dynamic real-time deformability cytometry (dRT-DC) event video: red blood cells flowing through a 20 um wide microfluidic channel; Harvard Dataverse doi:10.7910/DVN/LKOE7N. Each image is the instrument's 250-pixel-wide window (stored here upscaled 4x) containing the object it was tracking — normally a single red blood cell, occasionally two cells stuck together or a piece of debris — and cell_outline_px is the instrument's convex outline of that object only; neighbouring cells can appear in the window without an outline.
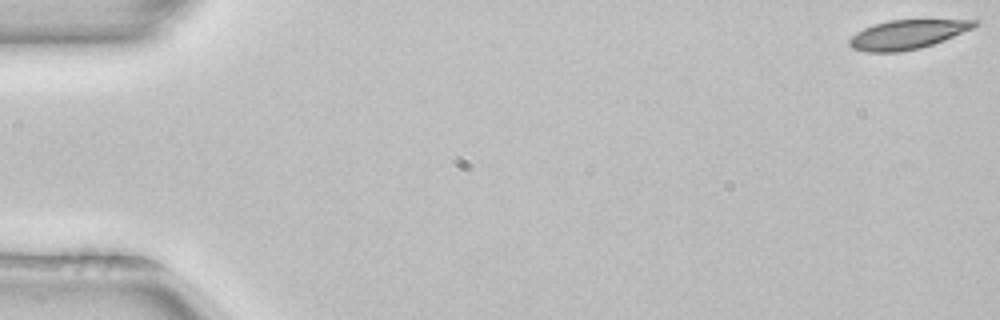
{"species": "common noctule bat (a hibernating species)", "species_latin": "Nyctalus noctula", "temperature_condition": "room temperature", "stored_images_in_passage": 52, "camera_frame_rate_fps": 3000, "um_per_image_px": 0.085, "animal": {"sex": "female", "body_mass_g": 22.7, "forearm_length_mm": 54.2}, "frame": {"image": 1, "passage_image": 1, "time_ms": 0.0, "image_size_px": [1000, 320], "cell_outline_px": [[980, 24], [972, 28], [944, 40], [920, 48], [900, 52], [868, 52], [852, 48], [848, 44], [848, 40], [856, 32], [864, 28], [888, 20], [980, 20]], "centroid_in_image_um": [77.11, 2.93], "position_along_channel_um": 7.9, "area_um2": 21.1}}
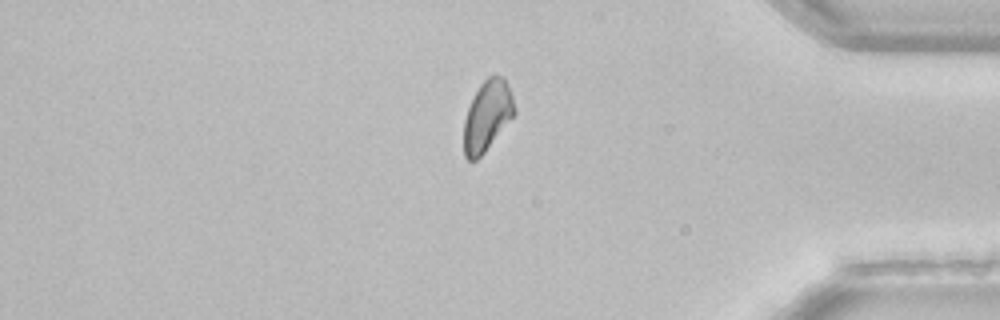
{"frame": {"image": 2, "passage_image": 44, "time_ms": 14.333, "image_size_px": [1000, 320], "cell_outline_px": [[516, 112], [484, 152], [476, 160], [468, 160], [464, 156], [464, 120], [468, 108], [480, 84], [492, 72], [504, 76], [512, 96], [516, 108]], "centroid_in_image_um": [41.42, 9.79], "position_along_channel_um": 393.8, "area_um2": 20.63}}
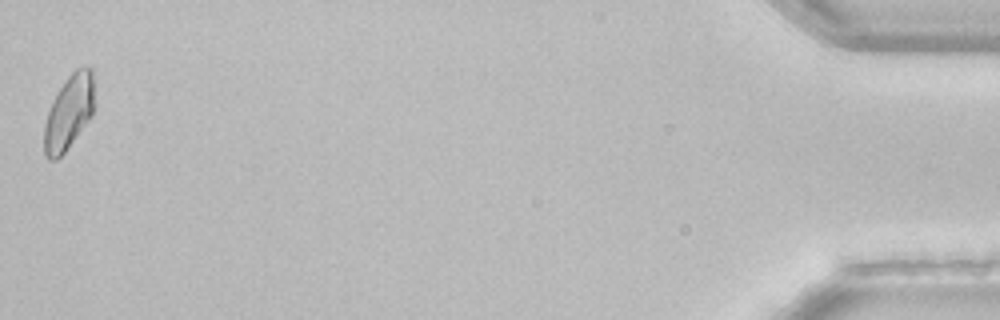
{"frame": {"image": 3, "passage_image": 52, "time_ms": 17.0, "image_size_px": [1000, 320], "cell_outline_px": [[92, 116], [64, 152], [56, 160], [48, 160], [44, 156], [44, 124], [52, 100], [68, 76], [76, 68], [92, 68]], "centroid_in_image_um": [5.81, 9.59], "position_along_channel_um": 429.4, "area_um2": 21.27}, "authors_computed_cell_mechanics": {"area_um2": 21.7906, "velocity_mm_per_s": 3.9571, "shape_relaxation_time_tau1_ms": 5.1448, "shape_relaxation_time_tau2_ms": null, "deformation_change_tau1": 0.11, "deformation_change_tau2": null}}